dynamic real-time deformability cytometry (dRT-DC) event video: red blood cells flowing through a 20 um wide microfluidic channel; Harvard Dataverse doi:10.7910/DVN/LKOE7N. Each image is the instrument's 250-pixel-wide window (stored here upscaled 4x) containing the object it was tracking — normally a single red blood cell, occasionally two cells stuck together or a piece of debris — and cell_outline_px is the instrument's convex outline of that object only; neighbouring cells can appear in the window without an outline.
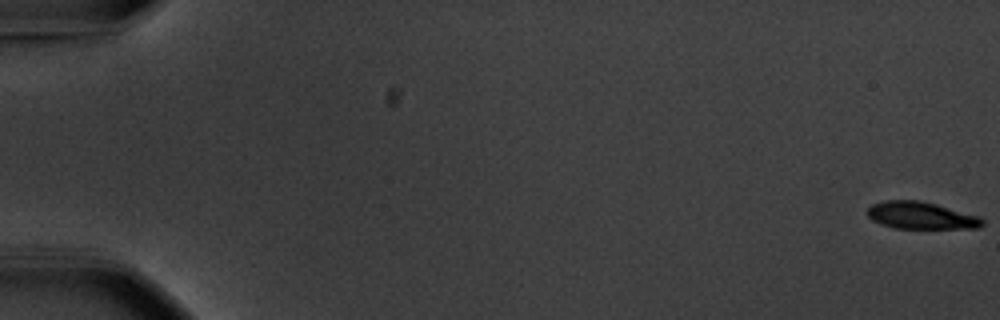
{"species": "common noctule bat (a hibernating species)", "species_latin": "Nyctalus noctula", "temperature_condition": "warm", "stored_images_in_passage": 57, "camera_frame_rate_fps": 3000, "um_per_image_px": 0.085, "animal": {"sex": "male", "body_mass_g": 20.1, "forearm_length_mm": 53.5}, "frame": {"image": 1, "passage_image": 1, "time_ms": 0.0, "image_size_px": [1000, 320], "cell_outline_px": [[984, 224], [976, 228], [896, 228], [880, 224], [872, 220], [868, 216], [868, 208], [872, 204], [884, 200], [920, 200], [936, 204], [980, 216], [984, 220]], "centroid_in_image_um": [78.29, 18.31], "position_along_channel_um": 6.7, "area_um2": 18.21}}
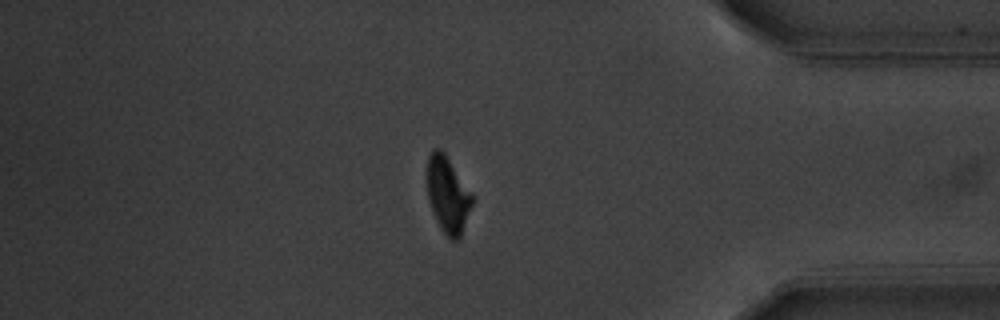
{"frame": {"image": 2, "passage_image": 49, "time_ms": 16.0, "image_size_px": [1000, 320], "cell_outline_px": [[472, 204], [460, 236], [456, 240], [452, 240], [440, 228], [436, 220], [428, 200], [424, 176], [428, 156], [432, 148], [440, 148], [444, 152], [472, 192]], "centroid_in_image_um": [38.0, 16.47], "position_along_channel_um": 397.2, "area_um2": 20.35}}
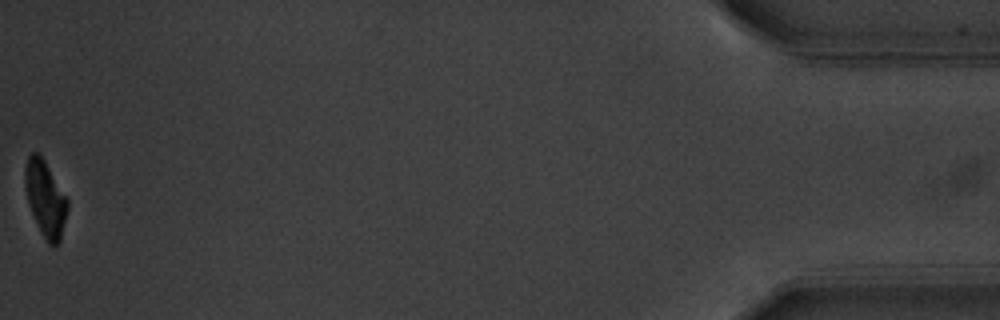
{"frame": {"image": 3, "passage_image": 57, "time_ms": 18.667, "image_size_px": [1000, 320], "cell_outline_px": [[68, 208], [60, 240], [56, 244], [48, 244], [32, 212], [28, 200], [24, 184], [24, 168], [28, 156], [32, 152], [36, 152], [44, 160], [68, 200]], "centroid_in_image_um": [3.85, 16.84], "position_along_channel_um": 431.4, "area_um2": 18.15}, "authors_computed_cell_mechanics": {"area_um2": 20.23, "velocity_mm_per_s": 3.6841, "shape_relaxation_time_tau1_ms": 2.5311, "shape_relaxation_time_tau2_ms": null, "deformation_change_tau1": 0.1503, "deformation_change_tau2": null}}